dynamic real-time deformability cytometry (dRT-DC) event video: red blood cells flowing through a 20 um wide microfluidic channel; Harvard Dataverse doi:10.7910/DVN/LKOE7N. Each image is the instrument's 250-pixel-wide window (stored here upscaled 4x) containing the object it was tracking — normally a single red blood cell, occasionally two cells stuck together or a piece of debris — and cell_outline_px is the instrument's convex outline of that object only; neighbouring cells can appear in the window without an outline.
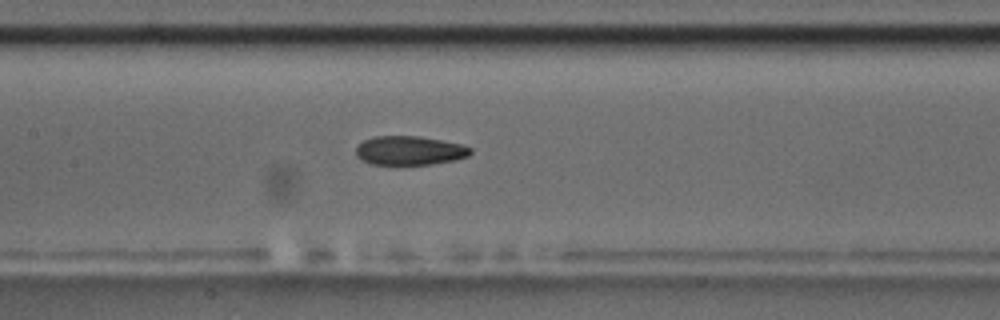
{"species": "common noctule bat (a hibernating species)", "species_latin": "Nyctalus noctula", "temperature_condition": "room temperature", "stored_images_in_passage": 38, "camera_frame_rate_fps": 3000, "um_per_image_px": 0.085, "animal": {"sex": "male", "body_mass_g": 17.5, "forearm_length_mm": 52.3}, "frame": {"image": 1, "passage_image": 12, "time_ms": 3.667, "image_size_px": [1000, 320], "cell_outline_px": [[472, 152], [468, 156], [456, 160], [432, 164], [372, 164], [360, 160], [356, 156], [356, 148], [364, 140], [372, 136], [420, 136], [460, 144], [472, 148]], "centroid_in_image_um": [34.81, 12.79], "position_along_channel_um": 172.6, "area_um2": 19.36}, "authors_computed_cell_mechanics": {"area_um2": 20.2589, "velocity_mm_per_s": 3.6946, "shape_relaxation_time_tau1_ms": null, "shape_relaxation_time_tau2_ms": 3.944, "deformation_change_tau1": null, "deformation_change_tau2": 0.1192}}